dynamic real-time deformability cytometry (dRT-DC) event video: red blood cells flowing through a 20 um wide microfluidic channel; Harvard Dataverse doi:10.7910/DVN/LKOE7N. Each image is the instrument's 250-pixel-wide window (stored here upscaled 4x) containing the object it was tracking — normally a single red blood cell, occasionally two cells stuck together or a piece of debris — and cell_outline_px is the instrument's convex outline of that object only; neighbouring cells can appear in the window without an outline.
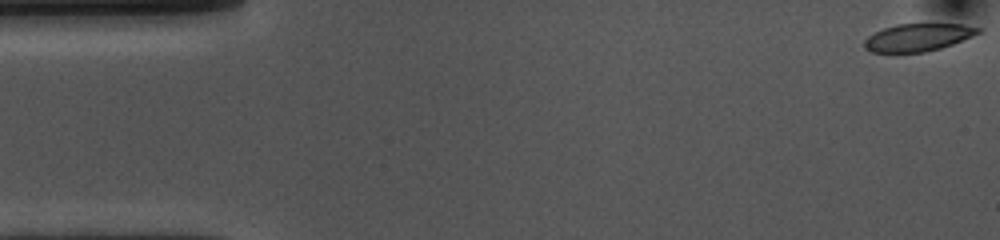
{"species": "common noctule bat (a hibernating species)", "species_latin": "Nyctalus noctula", "temperature_condition": "cold", "stored_images_in_passage": 54, "camera_frame_rate_fps": 3000, "um_per_image_px": 0.085, "animal": {"sex": "female", "body_mass_g": 10.0, "forearm_length_mm": 53.1}, "frame": {"image": 1, "passage_image": 1, "time_ms": 0.0, "image_size_px": [1000, 240], "cell_outline_px": [[980, 32], [972, 36], [952, 44], [940, 48], [924, 52], [868, 52], [864, 48], [864, 40], [868, 36], [884, 28], [896, 24], [964, 24], [980, 28]], "centroid_in_image_um": [78.0, 3.18], "position_along_channel_um": 7.0, "area_um2": 18.15}}
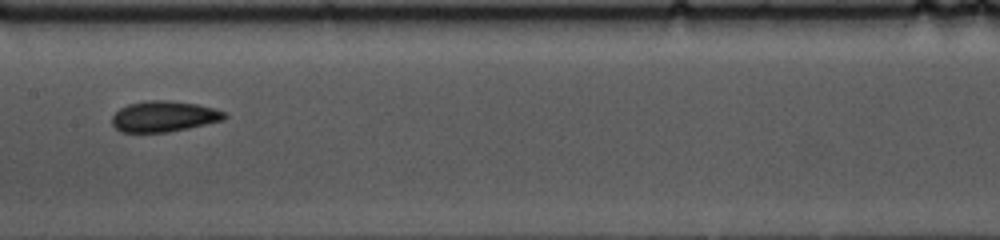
{"frame": {"image": 2, "passage_image": 26, "time_ms": 8.333, "image_size_px": [1000, 240], "cell_outline_px": [[228, 116], [224, 120], [188, 128], [168, 132], [120, 132], [112, 124], [112, 116], [120, 108], [128, 104], [148, 100], [168, 100], [196, 104], [212, 108], [224, 112]], "centroid_in_image_um": [13.92, 9.89], "position_along_channel_um": 193.5, "area_um2": 20.11}}
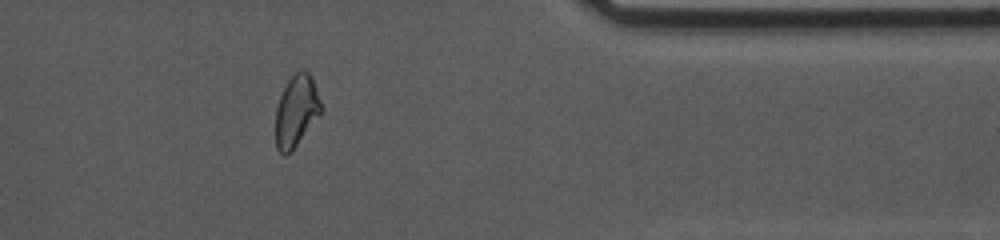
{"frame": {"image": 3, "passage_image": 44, "time_ms": 14.333, "image_size_px": [1000, 240], "cell_outline_px": [[320, 112], [296, 144], [284, 156], [276, 148], [276, 108], [280, 96], [288, 80], [300, 68], [304, 68], [312, 76], [320, 100]], "centroid_in_image_um": [25.16, 9.36], "position_along_channel_um": 386.2, "area_um2": 18.32}, "authors_computed_cell_mechanics": {"area_um2": 19.8543, "velocity_mm_per_s": 3.6034, "shape_relaxation_time_tau1_ms": 5.0889, "shape_relaxation_time_tau2_ms": 3.2508, "deformation_change_tau1": 0.1211, "deformation_change_tau2": 0.0732}}